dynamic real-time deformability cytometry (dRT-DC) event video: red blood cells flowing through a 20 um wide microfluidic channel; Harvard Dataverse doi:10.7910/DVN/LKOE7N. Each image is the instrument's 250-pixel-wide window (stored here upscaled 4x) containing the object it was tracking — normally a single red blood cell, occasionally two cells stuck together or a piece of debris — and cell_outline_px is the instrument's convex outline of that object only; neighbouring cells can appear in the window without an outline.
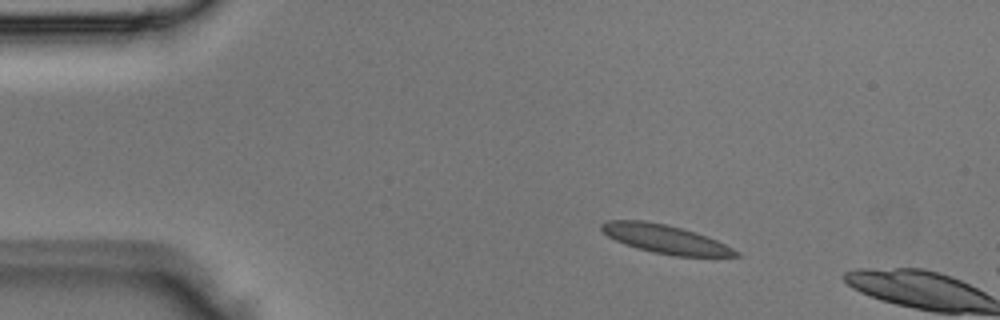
{"species": "Egyptian fruit bat (a non-hibernating species)", "species_latin": "Rousettus aegyptiacus", "temperature_condition": "room temperature", "stored_images_in_passage": 2, "camera_frame_rate_fps": 3000, "um_per_image_px": 0.085, "animal": {"sex": "male"}, "frame": {"image": 1, "passage_image": 1, "time_ms": 0.0, "image_size_px": [1000, 320], "cell_outline_px": [[740, 256], [676, 256], [652, 252], [636, 248], [624, 244], [608, 236], [600, 228], [600, 224], [604, 220], [644, 220], [664, 224], [696, 232], [708, 236], [740, 252]], "centroid_in_image_um": [56.51, 20.31], "position_along_channel_um": 28.5, "area_um2": 22.31}}